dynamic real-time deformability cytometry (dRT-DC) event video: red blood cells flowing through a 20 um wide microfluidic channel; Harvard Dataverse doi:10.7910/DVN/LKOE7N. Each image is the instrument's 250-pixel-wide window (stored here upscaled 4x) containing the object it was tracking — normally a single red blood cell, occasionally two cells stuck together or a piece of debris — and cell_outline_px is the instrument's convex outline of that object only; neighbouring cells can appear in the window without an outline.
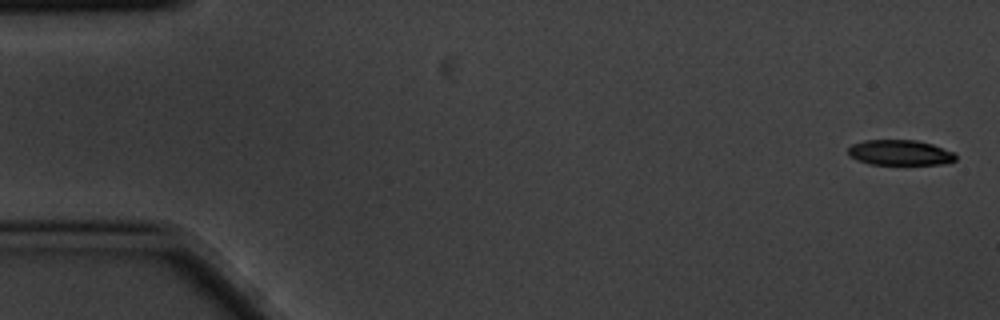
{"species": "common noctule bat (a hibernating species)", "species_latin": "Nyctalus noctula", "temperature_condition": "cold", "stored_images_in_passage": 3, "camera_frame_rate_fps": 3000, "um_per_image_px": 0.085, "animal": {"sex": "male", "body_mass_g": 20.1, "forearm_length_mm": 53.5}, "frame": {"image": 1, "passage_image": 1, "time_ms": 0.0, "image_size_px": [1000, 320], "cell_outline_px": [[956, 160], [940, 164], [872, 164], [856, 160], [848, 156], [848, 148], [852, 144], [864, 140], [916, 140], [932, 144], [956, 152]], "centroid_in_image_um": [76.49, 12.97], "position_along_channel_um": 8.5, "area_um2": 15.95}}